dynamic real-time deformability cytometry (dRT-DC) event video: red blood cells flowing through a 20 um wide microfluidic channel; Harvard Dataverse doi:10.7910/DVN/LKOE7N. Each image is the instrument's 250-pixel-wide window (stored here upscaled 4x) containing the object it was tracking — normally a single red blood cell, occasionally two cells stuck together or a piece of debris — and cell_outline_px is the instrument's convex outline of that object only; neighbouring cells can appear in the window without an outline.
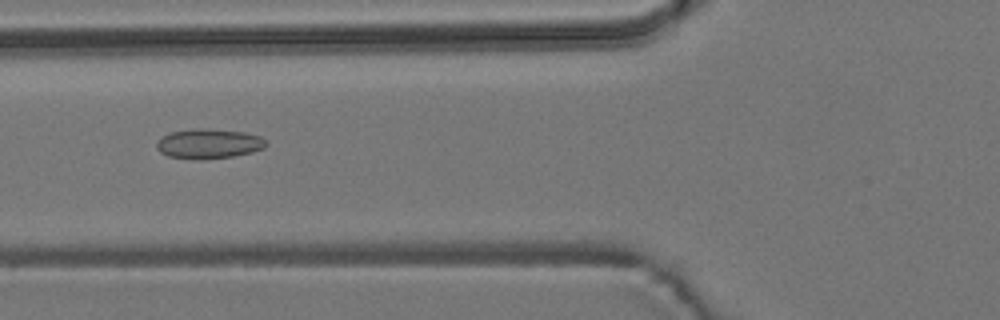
{"species": "common noctule bat (a hibernating species)", "species_latin": "Nyctalus noctula", "temperature_condition": "room temperature", "stored_images_in_passage": 5, "camera_frame_rate_fps": 3000, "um_per_image_px": 0.085, "animal": {"sex": "male", "body_mass_g": 19.2, "forearm_length_mm": 51.8}, "frame": {"image": 1, "passage_image": 2, "time_ms": 1.333, "image_size_px": [1000, 320], "cell_outline_px": [[268, 144], [264, 148], [252, 152], [232, 156], [204, 160], [196, 160], [168, 156], [160, 152], [156, 148], [156, 144], [164, 136], [172, 132], [200, 128], [244, 132], [260, 136]], "centroid_in_image_um": [17.76, 12.23], "position_along_channel_um": 108.0, "area_um2": 18.84}}
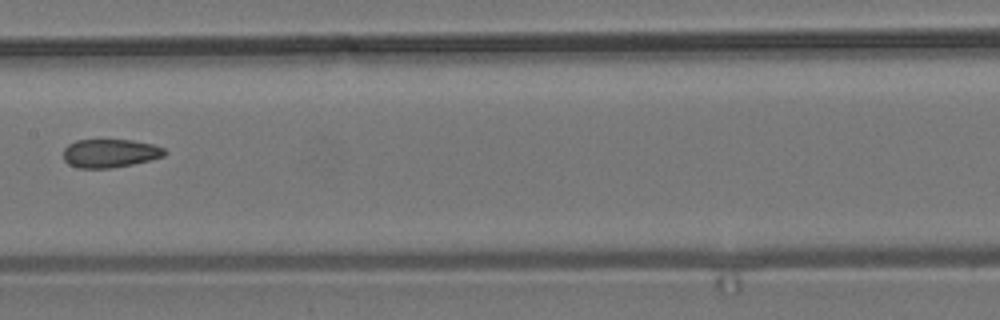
{"frame": {"image": 2, "passage_image": 4, "time_ms": 3.667, "image_size_px": [1000, 320], "cell_outline_px": [[168, 152], [164, 156], [132, 164], [112, 168], [80, 168], [68, 164], [64, 160], [64, 148], [68, 144], [76, 140], [132, 140], [152, 144], [164, 148]], "centroid_in_image_um": [9.34, 13.02], "position_along_channel_um": 198.1, "area_um2": 16.76}}
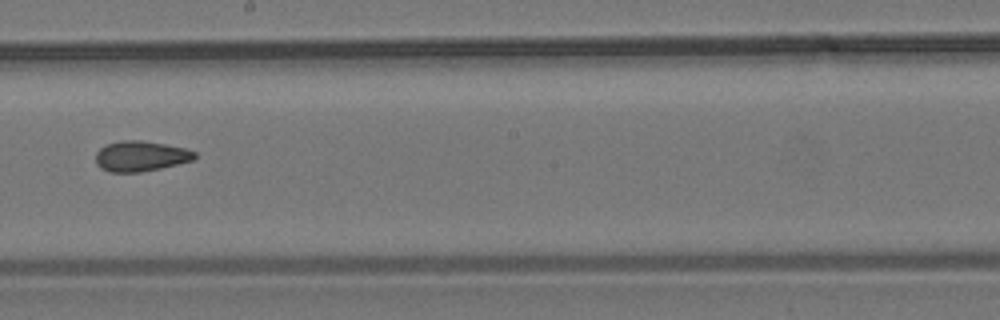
{"frame": {"image": 3, "passage_image": 5, "time_ms": 4.667, "image_size_px": [1000, 320], "cell_outline_px": [[196, 156], [192, 160], [160, 168], [140, 172], [108, 172], [100, 168], [96, 164], [96, 152], [100, 148], [108, 144], [120, 140], [140, 140], [164, 144], [184, 148], [196, 152]], "centroid_in_image_um": [11.92, 13.27], "position_along_channel_um": 236.3, "area_um2": 17.4}}